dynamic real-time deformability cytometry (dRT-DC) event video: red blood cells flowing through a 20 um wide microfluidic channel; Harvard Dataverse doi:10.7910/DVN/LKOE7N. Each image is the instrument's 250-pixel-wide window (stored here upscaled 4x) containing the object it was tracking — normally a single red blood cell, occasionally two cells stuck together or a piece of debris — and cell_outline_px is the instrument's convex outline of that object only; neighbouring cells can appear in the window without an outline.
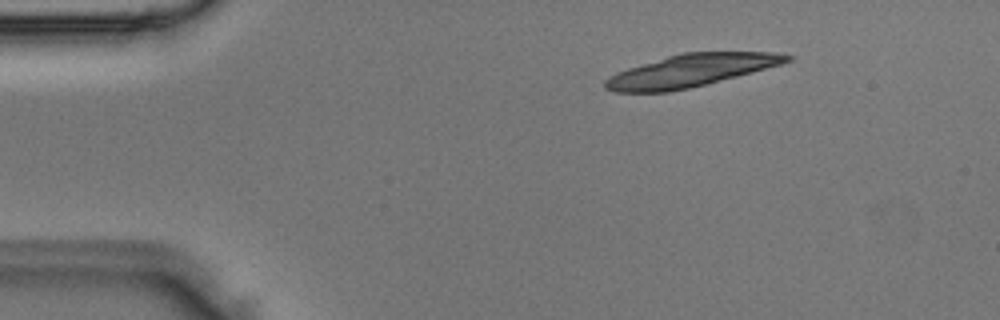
{"species": "Egyptian fruit bat (a non-hibernating species)", "species_latin": "Rousettus aegyptiacus", "temperature_condition": "room temperature", "stored_images_in_passage": 7, "camera_frame_rate_fps": 3000, "um_per_image_px": 0.085, "animal": {"sex": "male"}, "frame": {"image": 1, "passage_image": 2, "time_ms": 0.333, "image_size_px": [1000, 320], "cell_outline_px": [[796, 56], [792, 60], [780, 64], [752, 72], [688, 88], [668, 92], [616, 92], [604, 88], [604, 80], [608, 76], [628, 68], [668, 56], [684, 52], [776, 52]], "centroid_in_image_um": [58.7, 5.99], "position_along_channel_um": 26.3, "area_um2": 33.99}}
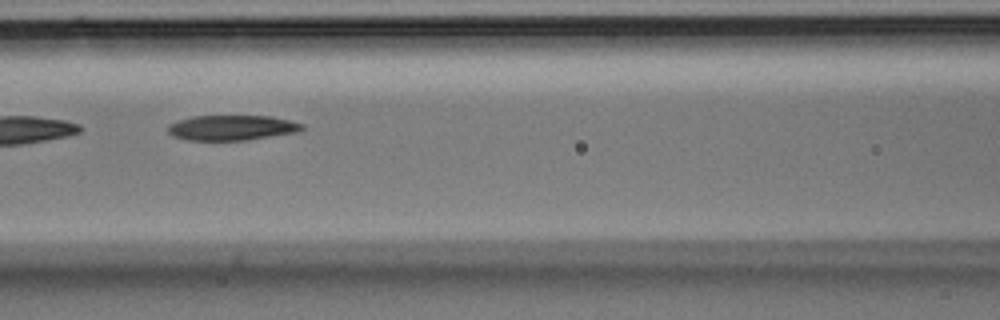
{"frame": {"image": 2, "passage_image": 6, "time_ms": 1.667, "image_size_px": [1000, 320], "cell_outline_px": [[304, 128], [296, 132], [248, 140], [188, 140], [172, 136], [168, 132], [168, 124], [192, 116], [272, 116], [304, 124]], "centroid_in_image_um": [19.69, 10.85], "position_along_channel_um": 146.9, "area_um2": 19.59}}
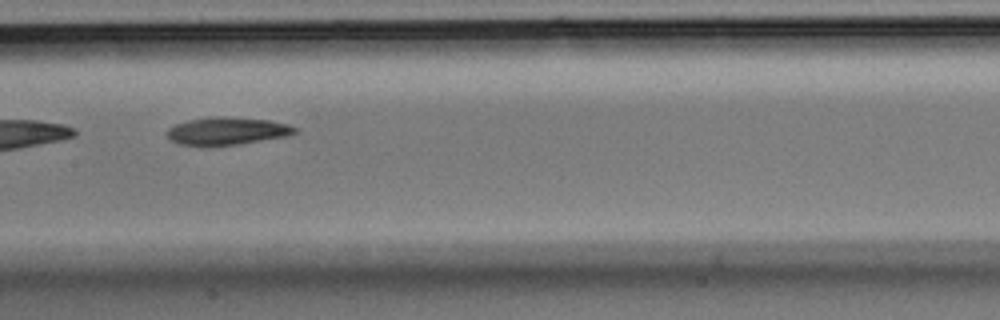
{"frame": {"image": 3, "passage_image": 7, "time_ms": 2.0, "image_size_px": [1000, 320], "cell_outline_px": [[300, 132], [288, 136], [240, 144], [204, 148], [200, 148], [180, 144], [172, 140], [168, 136], [168, 128], [176, 124], [188, 120], [212, 116], [220, 116], [268, 120], [288, 124], [296, 128]], "centroid_in_image_um": [19.3, 11.17], "position_along_channel_um": 188.1, "area_um2": 21.1}}